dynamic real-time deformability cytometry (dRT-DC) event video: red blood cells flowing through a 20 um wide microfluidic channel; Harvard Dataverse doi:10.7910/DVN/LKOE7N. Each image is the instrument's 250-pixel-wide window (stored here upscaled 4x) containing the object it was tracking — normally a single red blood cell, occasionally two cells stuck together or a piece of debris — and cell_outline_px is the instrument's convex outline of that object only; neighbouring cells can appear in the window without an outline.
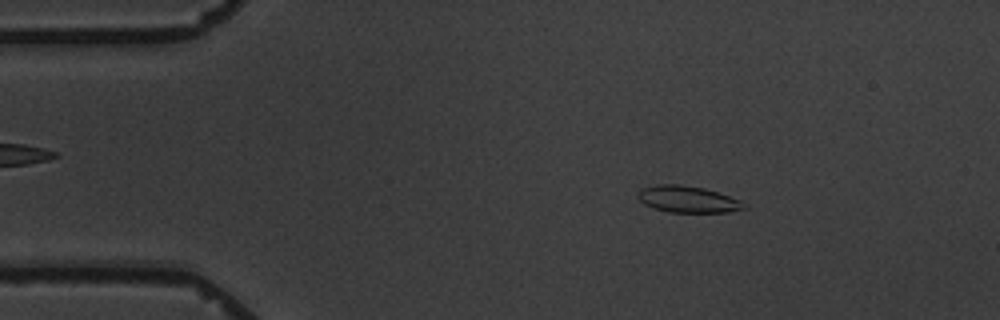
{"species": "common noctule bat (a hibernating species)", "species_latin": "Nyctalus noctula", "temperature_condition": "warm", "stored_images_in_passage": 4, "camera_frame_rate_fps": 3000, "um_per_image_px": 0.085, "animal": {"sex": "male", "body_mass_g": 19.5, "forearm_length_mm": 54.6}, "frame": {"image": 1, "passage_image": 2, "time_ms": 1.333, "image_size_px": [1000, 320], "cell_outline_px": [[748, 208], [728, 212], [668, 212], [652, 208], [644, 204], [636, 196], [640, 188], [656, 184], [680, 184], [704, 188], [740, 200], [748, 204]], "centroid_in_image_um": [58.44, 16.94], "position_along_channel_um": 26.6, "area_um2": 16.65}}